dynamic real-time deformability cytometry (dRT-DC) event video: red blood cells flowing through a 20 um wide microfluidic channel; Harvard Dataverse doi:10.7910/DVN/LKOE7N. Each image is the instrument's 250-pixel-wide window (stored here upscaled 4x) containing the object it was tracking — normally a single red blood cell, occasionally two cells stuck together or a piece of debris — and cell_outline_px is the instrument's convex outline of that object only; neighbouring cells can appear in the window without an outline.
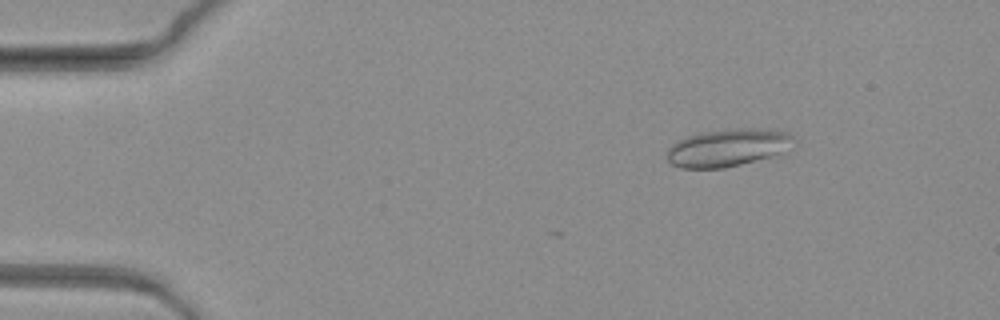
{"species": "common noctule bat (a hibernating species)", "species_latin": "Nyctalus noctula", "temperature_condition": "warm", "stored_images_in_passage": 8, "camera_frame_rate_fps": 3000, "um_per_image_px": 0.085, "animal": {"sex": "female", "body_mass_g": 19.3, "forearm_length_mm": 54.1}, "frame": {"image": 1, "passage_image": 8, "time_ms": 2.333, "image_size_px": [1000, 320], "cell_outline_px": [[796, 144], [784, 152], [772, 156], [724, 168], [680, 168], [672, 164], [668, 160], [668, 148], [676, 140], [700, 132], [736, 128], [776, 128], [788, 132], [796, 140]], "centroid_in_image_um": [61.93, 12.52], "position_along_channel_um": 23.1, "area_um2": 28.21}}